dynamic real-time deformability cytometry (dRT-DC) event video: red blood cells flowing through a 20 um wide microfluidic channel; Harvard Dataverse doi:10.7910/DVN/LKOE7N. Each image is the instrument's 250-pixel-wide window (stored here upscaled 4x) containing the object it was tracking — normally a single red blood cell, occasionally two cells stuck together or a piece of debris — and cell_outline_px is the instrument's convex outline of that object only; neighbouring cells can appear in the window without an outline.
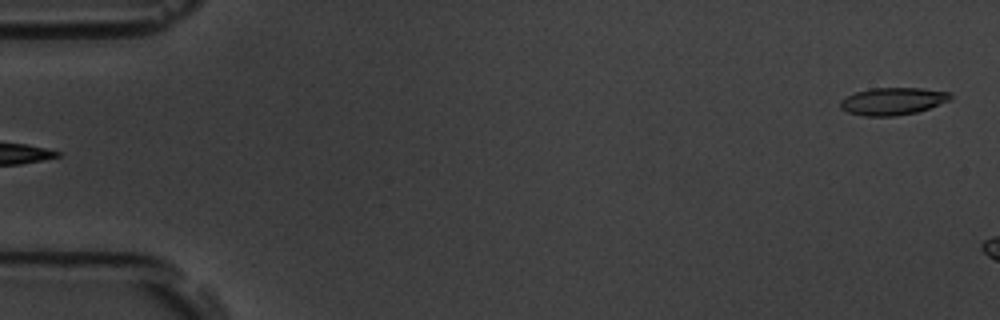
{"species": "common noctule bat (a hibernating species)", "species_latin": "Nyctalus noctula", "temperature_condition": "room temperature", "stored_images_in_passage": 8, "camera_frame_rate_fps": 3000, "um_per_image_px": 0.085, "animal": {"sex": "male", "body_mass_g": 19.5, "forearm_length_mm": 54.6}, "frame": {"image": 1, "passage_image": 1, "time_ms": 0.0, "image_size_px": [1000, 320], "cell_outline_px": [[952, 100], [916, 112], [896, 116], [864, 116], [848, 112], [840, 108], [840, 100], [856, 92], [872, 88], [920, 88], [952, 92]], "centroid_in_image_um": [75.91, 8.6], "position_along_channel_um": 9.1, "area_um2": 17.57}}